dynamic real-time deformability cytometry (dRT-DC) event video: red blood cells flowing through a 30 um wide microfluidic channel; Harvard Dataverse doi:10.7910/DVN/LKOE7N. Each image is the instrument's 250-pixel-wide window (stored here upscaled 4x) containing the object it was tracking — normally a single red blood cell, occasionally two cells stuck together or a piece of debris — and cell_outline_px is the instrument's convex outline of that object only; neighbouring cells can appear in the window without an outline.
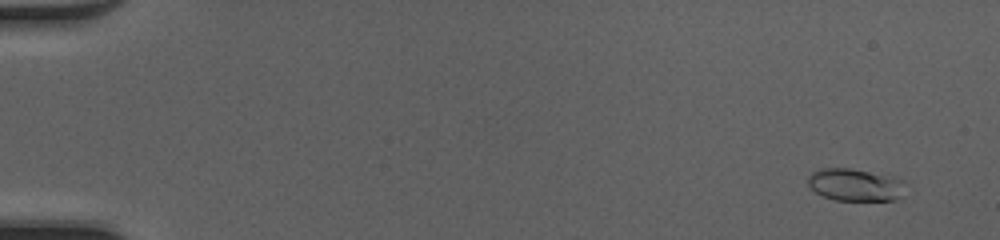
{"species": "common noctule bat (a hibernating species)", "species_latin": "Nyctalus noctula", "temperature_condition": "cold", "stored_images_in_passage": 51, "camera_frame_rate_fps": 3000, "um_per_image_px": 0.085, "animal": {"sex": "female", "body_mass_g": 20.0, "forearm_length_mm": 54.0}, "frame": {"image": 1, "passage_image": 4, "time_ms": 1.0, "image_size_px": [1000, 240], "cell_outline_px": [[904, 196], [896, 200], [836, 200], [824, 196], [816, 192], [808, 184], [808, 176], [812, 172], [820, 168], [848, 168], [892, 176], [904, 180]], "centroid_in_image_um": [72.72, 15.71], "position_along_channel_um": 12.3, "area_um2": 18.44}}
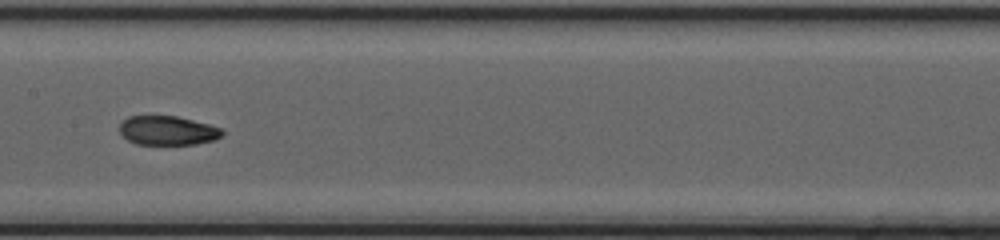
{"frame": {"image": 2, "passage_image": 28, "time_ms": 9.0, "image_size_px": [1000, 240], "cell_outline_px": [[224, 132], [216, 140], [196, 144], [136, 144], [128, 140], [120, 132], [120, 124], [128, 116], [176, 116], [224, 128]], "centroid_in_image_um": [14.28, 11.1], "position_along_channel_um": 193.1, "area_um2": 17.4}}
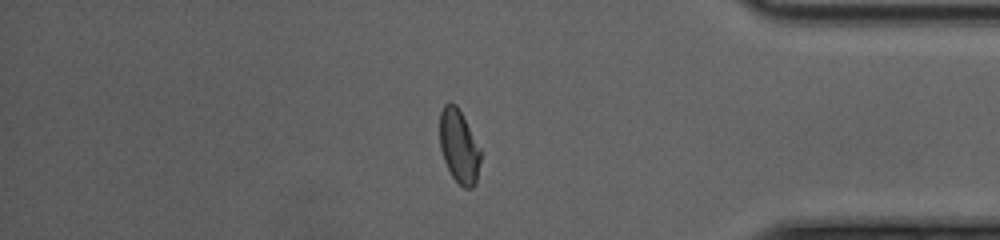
{"frame": {"image": 3, "passage_image": 44, "time_ms": 14.333, "image_size_px": [1000, 240], "cell_outline_px": [[480, 160], [476, 184], [472, 188], [464, 188], [452, 176], [444, 160], [440, 148], [440, 112], [444, 104], [456, 104], [480, 148]], "centroid_in_image_um": [39.01, 12.46], "position_along_channel_um": 396.2, "area_um2": 17.17}, "authors_computed_cell_mechanics": {"area_um2": 17.9758, "velocity_mm_per_s": 4.2317, "shape_relaxation_time_tau1_ms": 4.4051, "shape_relaxation_time_tau2_ms": 1.2997, "deformation_change_tau1": 0.2052, "deformation_change_tau2": 0.0636}}